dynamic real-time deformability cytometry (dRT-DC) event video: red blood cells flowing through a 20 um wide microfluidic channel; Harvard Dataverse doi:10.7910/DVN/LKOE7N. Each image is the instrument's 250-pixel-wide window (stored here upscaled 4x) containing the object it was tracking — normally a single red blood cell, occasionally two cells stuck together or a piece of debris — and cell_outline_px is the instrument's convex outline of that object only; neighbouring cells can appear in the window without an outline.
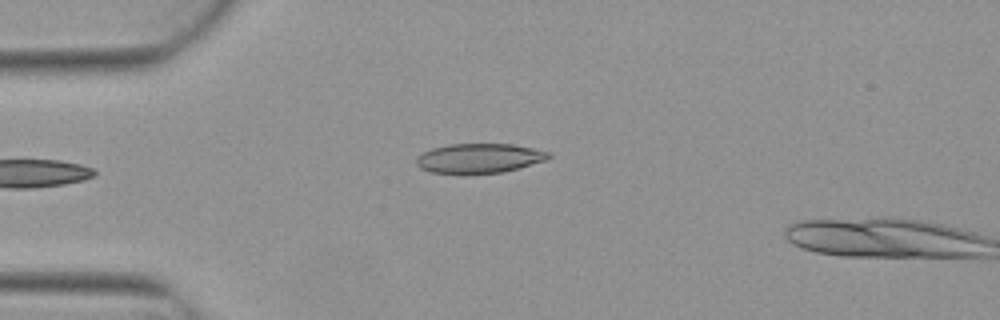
{"species": "Egyptian fruit bat (a non-hibernating species)", "species_latin": "Rousettus aegyptiacus", "temperature_condition": "warm", "stored_images_in_passage": 5, "camera_frame_rate_fps": 3000, "um_per_image_px": 0.085, "animal": {"sex": "female"}, "frame": {"image": 1, "passage_image": 5, "time_ms": 1.333, "image_size_px": [1000, 320], "cell_outline_px": [[552, 156], [544, 160], [520, 168], [504, 172], [464, 176], [432, 172], [420, 168], [416, 164], [416, 156], [432, 148], [448, 144], [512, 144], [552, 152]], "centroid_in_image_um": [40.7, 13.48], "position_along_channel_um": 44.3, "area_um2": 23.47}}